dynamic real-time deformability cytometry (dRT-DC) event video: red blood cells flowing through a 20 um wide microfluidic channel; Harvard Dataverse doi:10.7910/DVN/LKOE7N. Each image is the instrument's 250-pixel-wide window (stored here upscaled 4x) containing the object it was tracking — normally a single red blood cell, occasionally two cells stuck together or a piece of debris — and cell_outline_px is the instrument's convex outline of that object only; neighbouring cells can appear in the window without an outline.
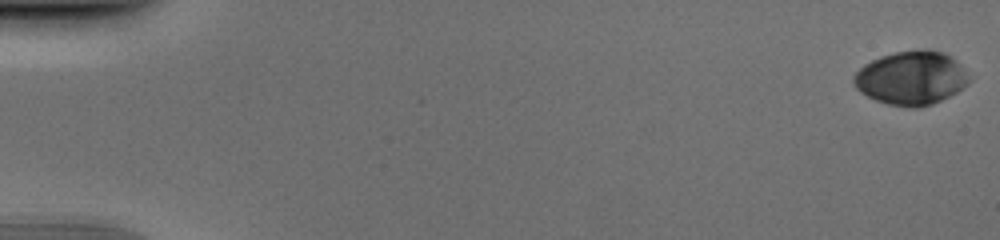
{"species": "human", "species_latin": "Homo sapiens", "temperature_condition": "cold", "stored_images_in_passage": 18, "camera_frame_rate_fps": 3000, "um_per_image_px": 0.085, "donor": {"sex": "male"}, "frame": {"image": 1, "passage_image": 1, "time_ms": 0.0, "image_size_px": [1000, 240], "cell_outline_px": [[968, 84], [956, 92], [932, 104], [920, 108], [908, 108], [888, 104], [876, 100], [860, 92], [856, 88], [852, 80], [856, 72], [864, 64], [880, 56], [896, 52], [924, 48], [928, 48], [944, 52], [952, 56], [968, 80]], "centroid_in_image_um": [77.41, 6.63], "position_along_channel_um": 7.6, "area_um2": 35.89}}
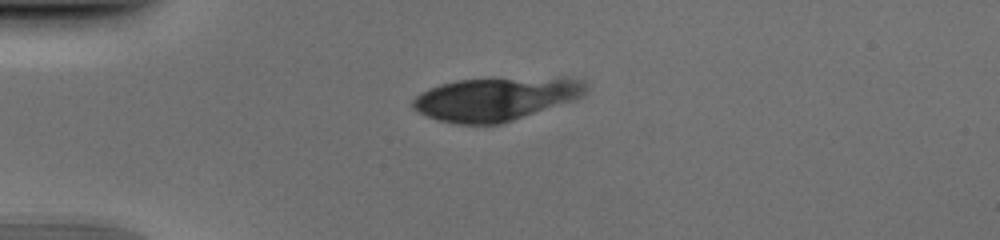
{"frame": {"image": 2, "passage_image": 15, "time_ms": 4.667, "image_size_px": [1000, 240], "cell_outline_px": [[588, 84], [584, 96], [576, 100], [500, 124], [456, 124], [440, 120], [428, 116], [412, 108], [412, 100], [420, 92], [428, 88], [440, 84], [456, 80], [492, 76], [568, 76], [584, 80]], "centroid_in_image_um": [42.23, 8.33], "position_along_channel_um": 42.8, "area_um2": 45.37}}